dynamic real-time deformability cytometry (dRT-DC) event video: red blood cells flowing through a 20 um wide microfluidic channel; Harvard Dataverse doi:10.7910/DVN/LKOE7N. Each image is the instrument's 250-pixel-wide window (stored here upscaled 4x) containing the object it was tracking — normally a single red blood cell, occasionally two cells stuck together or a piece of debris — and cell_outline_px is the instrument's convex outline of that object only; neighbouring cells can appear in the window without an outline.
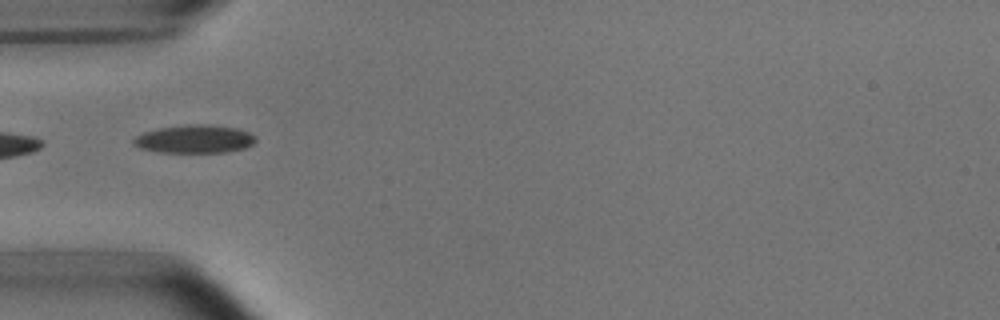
{"species": "common noctule bat (a hibernating species)", "species_latin": "Nyctalus noctula", "temperature_condition": "room temperature", "stored_images_in_passage": 16, "camera_frame_rate_fps": 3000, "um_per_image_px": 0.085, "animal": {"sex": "male", "body_mass_g": 15.6}, "frame": {"image": 1, "passage_image": 1, "time_ms": 0.0, "image_size_px": [1000, 320], "cell_outline_px": [[256, 140], [252, 144], [244, 148], [224, 152], [160, 152], [140, 148], [132, 140], [136, 136], [144, 132], [160, 128], [184, 124], [208, 124], [236, 128], [248, 132], [256, 136]], "centroid_in_image_um": [16.55, 11.81], "position_along_channel_um": 68.4, "area_um2": 19.88}}
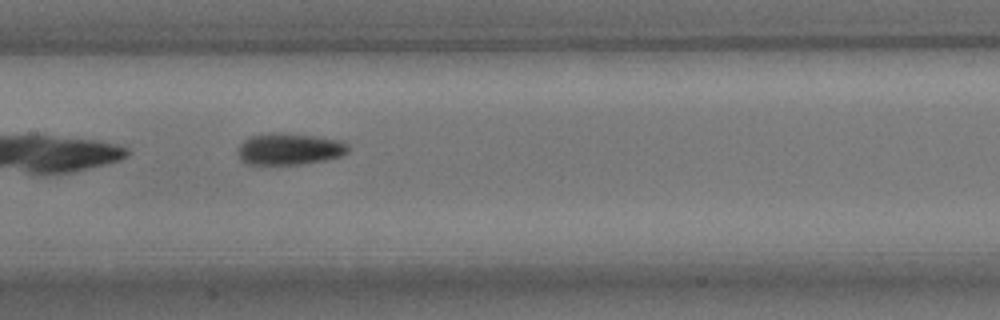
{"frame": {"image": 2, "passage_image": 10, "time_ms": 3.0, "image_size_px": [1000, 320], "cell_outline_px": [[348, 152], [340, 156], [324, 160], [300, 164], [248, 164], [236, 152], [240, 144], [244, 140], [252, 136], [268, 132], [280, 132], [316, 136], [340, 140], [348, 144]], "centroid_in_image_um": [24.6, 12.64], "position_along_channel_um": 182.8, "area_um2": 20.29}}
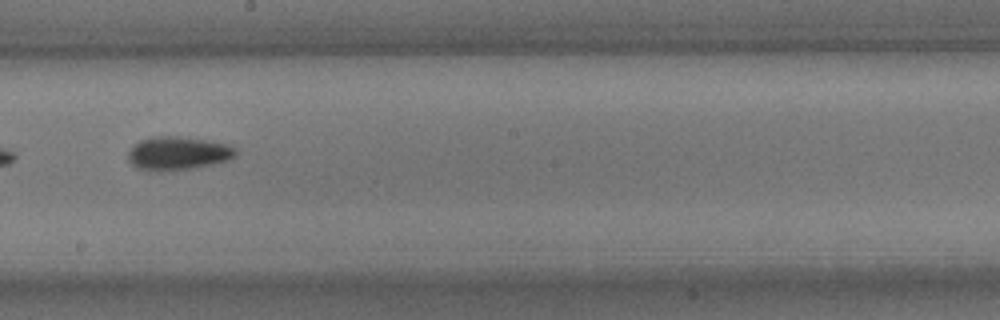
{"frame": {"image": 3, "passage_image": 14, "time_ms": 4.333, "image_size_px": [1000, 320], "cell_outline_px": [[236, 152], [232, 156], [224, 160], [212, 164], [192, 168], [136, 168], [128, 160], [128, 152], [140, 140], [156, 136], [180, 136], [204, 140], [224, 144], [236, 148]], "centroid_in_image_um": [15.1, 12.98], "position_along_channel_um": 233.1, "area_um2": 19.77}}